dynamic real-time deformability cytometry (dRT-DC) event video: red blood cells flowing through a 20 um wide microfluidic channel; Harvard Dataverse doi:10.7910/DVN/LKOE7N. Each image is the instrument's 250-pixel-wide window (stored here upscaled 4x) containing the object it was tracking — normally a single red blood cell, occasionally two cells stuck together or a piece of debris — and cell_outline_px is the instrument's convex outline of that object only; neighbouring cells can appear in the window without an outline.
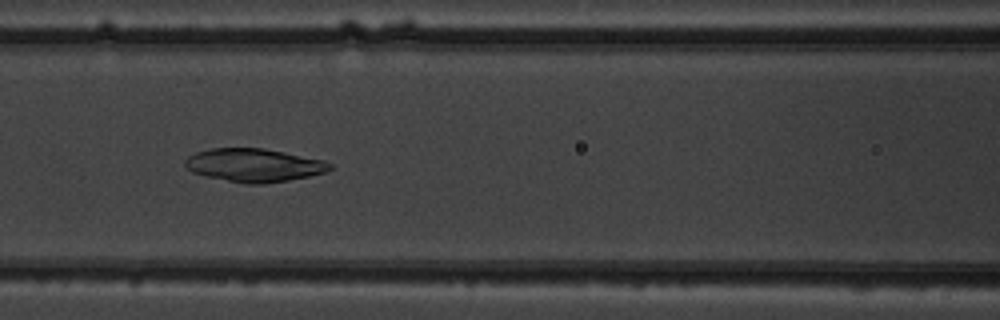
{"species": "common noctule bat (a hibernating species)", "species_latin": "Nyctalus noctula", "temperature_condition": "warm", "stored_images_in_passage": 9, "camera_frame_rate_fps": 3000, "um_per_image_px": 0.085, "animal": {"sex": "male", "body_mass_g": 19.5, "forearm_length_mm": 54.6}, "frame": {"image": 1, "passage_image": 7, "time_ms": 6.667, "image_size_px": [1000, 320], "cell_outline_px": [[332, 168], [324, 172], [308, 176], [288, 180], [264, 184], [244, 184], [204, 176], [192, 172], [184, 164], [184, 160], [188, 156], [196, 152], [212, 148], [264, 148], [324, 160], [332, 164]], "centroid_in_image_um": [21.56, 14.04], "position_along_channel_um": 145.0, "area_um2": 28.09}}
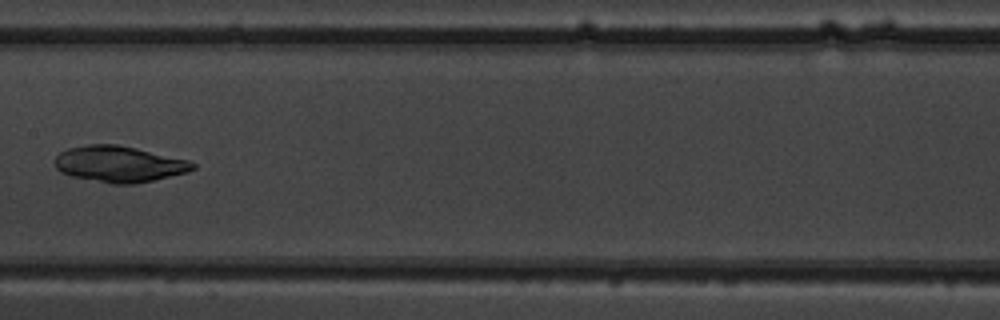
{"frame": {"image": 2, "passage_image": 8, "time_ms": 8.0, "image_size_px": [1000, 320], "cell_outline_px": [[196, 168], [188, 172], [136, 184], [112, 184], [72, 176], [60, 172], [56, 168], [56, 156], [60, 152], [68, 148], [88, 144], [116, 144], [136, 148], [188, 160], [196, 164]], "centroid_in_image_um": [10.14, 13.94], "position_along_channel_um": 197.3, "area_um2": 28.96}}
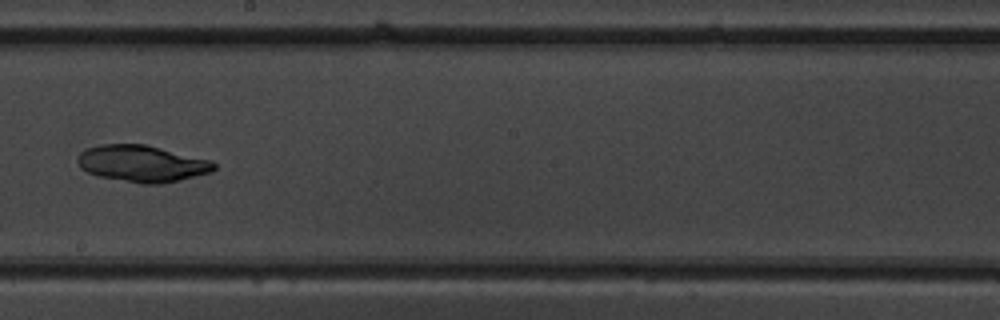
{"frame": {"image": 3, "passage_image": 9, "time_ms": 9.0, "image_size_px": [1000, 320], "cell_outline_px": [[216, 168], [212, 172], [180, 180], [160, 184], [140, 184], [100, 176], [88, 172], [80, 168], [76, 160], [80, 152], [88, 148], [104, 144], [144, 144], [212, 160], [216, 164]], "centroid_in_image_um": [12.09, 13.91], "position_along_channel_um": 236.1, "area_um2": 29.13}}